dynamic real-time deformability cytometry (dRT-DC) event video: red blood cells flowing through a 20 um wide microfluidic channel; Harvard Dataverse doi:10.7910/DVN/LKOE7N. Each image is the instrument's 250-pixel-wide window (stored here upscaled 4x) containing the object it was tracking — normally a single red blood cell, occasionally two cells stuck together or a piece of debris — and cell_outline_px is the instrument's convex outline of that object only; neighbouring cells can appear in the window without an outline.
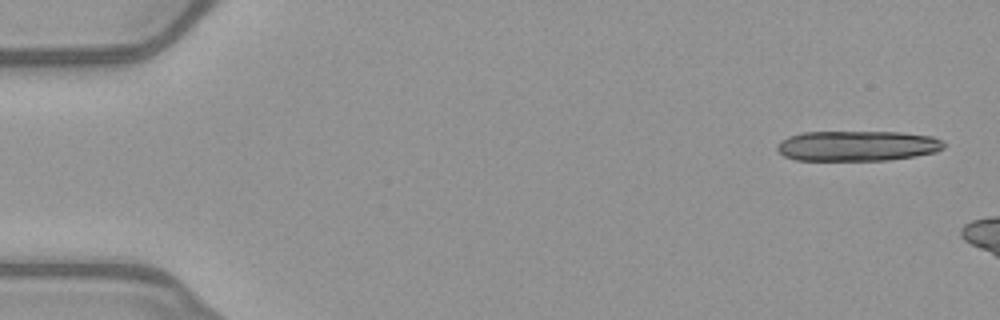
{"species": "common noctule bat (a hibernating species)", "species_latin": "Nyctalus noctula", "temperature_condition": "warm", "stored_images_in_passage": 6, "camera_frame_rate_fps": 3000, "um_per_image_px": 0.085, "animal": {"sex": "female", "body_mass_g": 21.9}, "frame": {"image": 1, "passage_image": 1, "time_ms": 0.0, "image_size_px": [1000, 320], "cell_outline_px": [[944, 148], [936, 152], [888, 160], [796, 160], [784, 156], [776, 148], [776, 144], [780, 140], [788, 136], [804, 132], [900, 132], [932, 136], [944, 140]], "centroid_in_image_um": [72.86, 12.39], "position_along_channel_um": 12.1, "area_um2": 29.54}}